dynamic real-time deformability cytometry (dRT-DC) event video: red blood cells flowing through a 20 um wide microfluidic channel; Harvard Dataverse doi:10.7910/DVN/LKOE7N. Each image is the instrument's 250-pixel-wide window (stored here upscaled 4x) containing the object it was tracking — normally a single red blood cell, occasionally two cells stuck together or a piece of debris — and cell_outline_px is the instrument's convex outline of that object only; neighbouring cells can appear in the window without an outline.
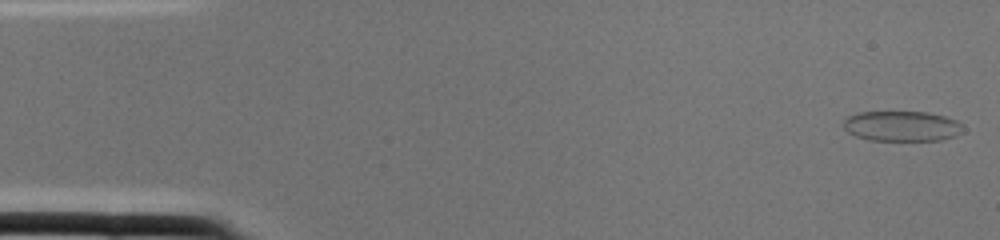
{"species": "common noctule bat (a hibernating species)", "species_latin": "Nyctalus noctula", "temperature_condition": "cold", "stored_images_in_passage": 2, "camera_frame_rate_fps": 3000, "um_per_image_px": 0.085, "animal": {"sex": "female", "body_mass_g": 22.0, "forearm_length_mm": 56.7}, "frame": {"image": 1, "passage_image": 1, "time_ms": 0.0, "image_size_px": [1000, 240], "cell_outline_px": [[964, 132], [956, 136], [940, 140], [868, 140], [856, 136], [848, 132], [844, 128], [844, 120], [848, 116], [860, 112], [928, 112], [944, 116], [956, 120], [964, 124]], "centroid_in_image_um": [76.71, 10.72], "position_along_channel_um": 8.3, "area_um2": 21.21}}
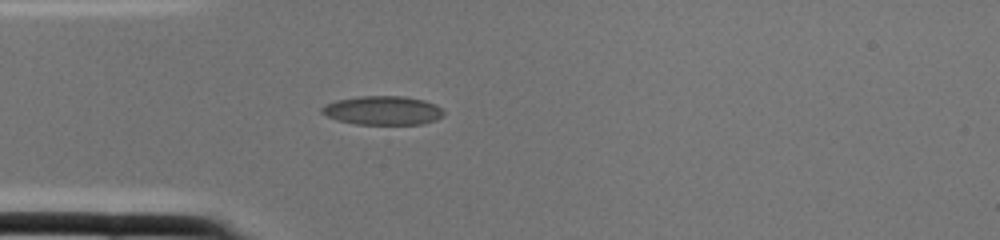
{"frame": {"image": 2, "passage_image": 2, "time_ms": 0.333, "image_size_px": [1000, 240], "cell_outline_px": [[444, 116], [436, 120], [424, 124], [356, 124], [336, 120], [320, 112], [320, 108], [324, 104], [336, 100], [360, 96], [404, 96], [424, 100], [436, 104], [444, 112]], "centroid_in_image_um": [32.53, 9.39], "position_along_channel_um": 52.5, "area_um2": 20.69}}